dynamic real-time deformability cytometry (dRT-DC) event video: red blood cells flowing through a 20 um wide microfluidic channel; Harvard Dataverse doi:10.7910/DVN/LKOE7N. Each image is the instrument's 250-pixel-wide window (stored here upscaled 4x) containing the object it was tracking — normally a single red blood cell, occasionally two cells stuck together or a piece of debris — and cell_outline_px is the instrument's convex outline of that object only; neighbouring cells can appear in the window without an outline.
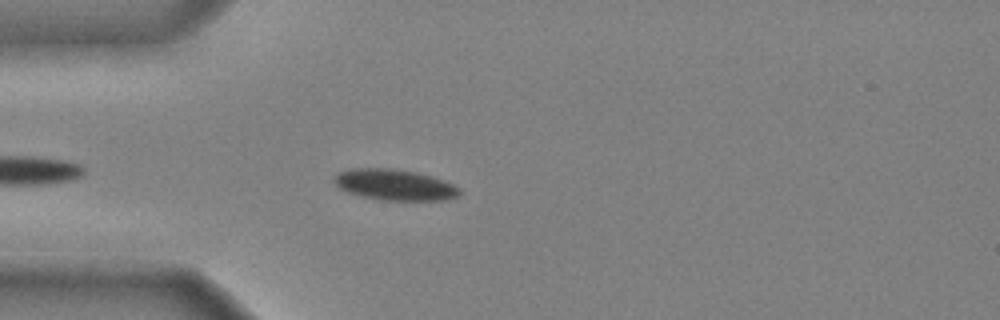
{"species": "common noctule bat (a hibernating species)", "species_latin": "Nyctalus noctula", "temperature_condition": "cold", "stored_images_in_passage": 26, "segment_of_instrument_passage": [1, 2], "camera_frame_rate_fps": 3000, "um_per_image_px": 0.085, "animal": {"sex": "male", "body_mass_g": 20.4}, "frame": {"image": 1, "passage_image": 1, "time_ms": 0.0, "image_size_px": [1000, 320], "cell_outline_px": [[460, 192], [456, 196], [448, 200], [380, 200], [348, 192], [340, 188], [332, 180], [340, 172], [352, 168], [392, 168], [416, 172], [432, 176], [444, 180], [460, 188]], "centroid_in_image_um": [33.56, 15.7], "position_along_channel_um": 51.4, "area_um2": 22.48}}
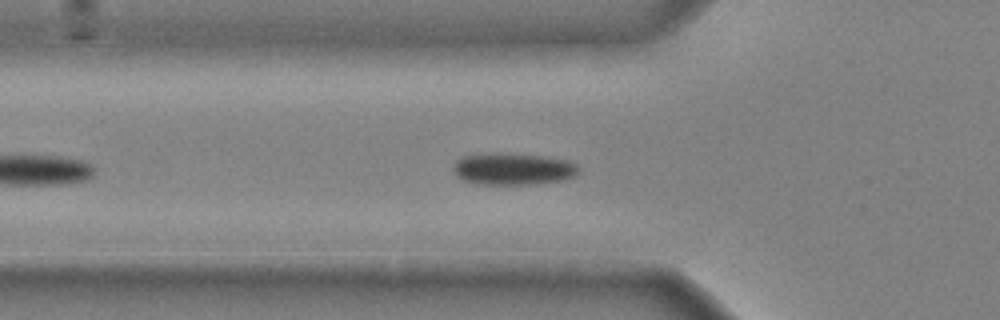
{"frame": {"image": 2, "passage_image": 4, "time_ms": 1.0, "image_size_px": [1000, 320], "cell_outline_px": [[580, 172], [576, 176], [560, 180], [536, 184], [476, 184], [460, 180], [456, 176], [452, 168], [456, 160], [460, 156], [492, 152], [504, 152], [548, 156], [568, 160], [576, 164], [580, 168]], "centroid_in_image_um": [43.59, 14.34], "position_along_channel_um": 82.2, "area_um2": 24.04}}
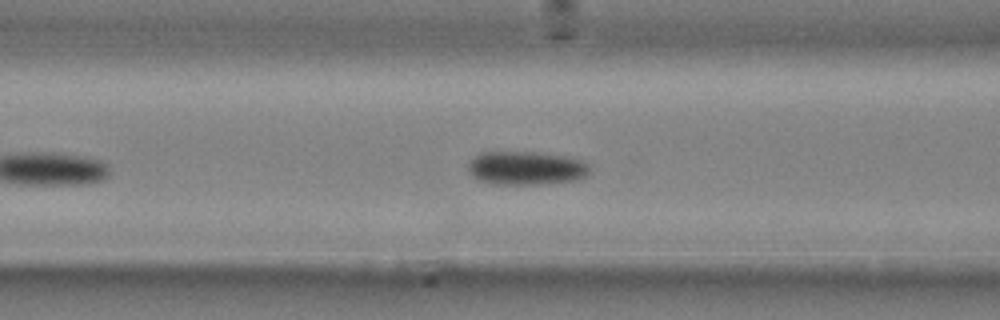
{"frame": {"image": 3, "passage_image": 7, "time_ms": 2.0, "image_size_px": [1000, 320], "cell_outline_px": [[588, 176], [580, 180], [540, 184], [492, 184], [476, 180], [468, 172], [468, 160], [480, 152], [532, 152], [568, 156], [584, 160], [588, 164]], "centroid_in_image_um": [44.7, 14.29], "position_along_channel_um": 121.9, "area_um2": 24.28}}